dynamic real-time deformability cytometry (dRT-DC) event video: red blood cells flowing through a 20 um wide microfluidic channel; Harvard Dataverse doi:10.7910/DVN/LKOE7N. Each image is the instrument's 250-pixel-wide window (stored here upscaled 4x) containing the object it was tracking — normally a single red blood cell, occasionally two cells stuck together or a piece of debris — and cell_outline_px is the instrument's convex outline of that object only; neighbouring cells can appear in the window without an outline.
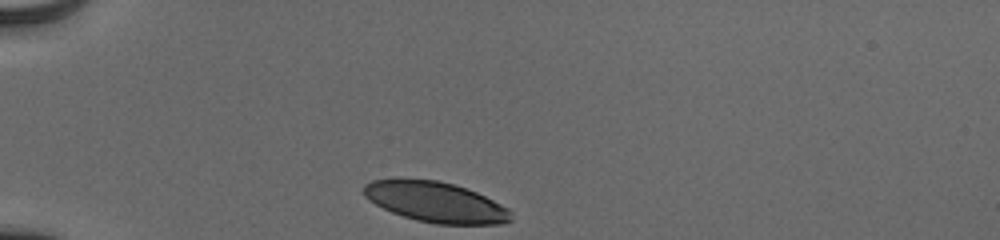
{"species": "human", "species_latin": "Homo sapiens", "temperature_condition": "cold", "stored_images_in_passage": 32, "camera_frame_rate_fps": 3000, "um_per_image_px": 0.085, "donor": {"sex": "male"}, "frame": {"image": 1, "passage_image": 1, "time_ms": 0.0, "image_size_px": [1000, 240], "cell_outline_px": [[512, 220], [500, 224], [436, 224], [416, 220], [392, 212], [368, 200], [364, 196], [364, 184], [372, 180], [436, 180], [452, 184], [476, 192], [508, 208], [512, 212]], "centroid_in_image_um": [37.05, 17.2], "position_along_channel_um": 48.0, "area_um2": 34.1}}
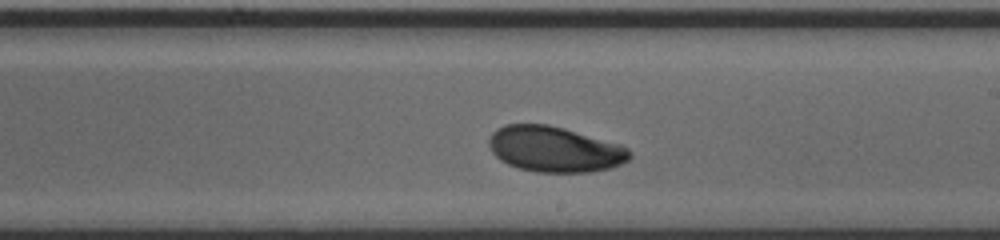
{"frame": {"image": 2, "passage_image": 19, "time_ms": 6.0, "image_size_px": [1000, 240], "cell_outline_px": [[632, 156], [628, 160], [620, 164], [608, 168], [592, 172], [536, 172], [520, 168], [508, 164], [500, 160], [492, 152], [488, 144], [488, 140], [492, 132], [496, 128], [504, 124], [548, 124], [564, 128], [620, 144], [628, 148], [632, 152]], "centroid_in_image_um": [47.13, 12.67], "position_along_channel_um": 241.9, "area_um2": 37.51}}
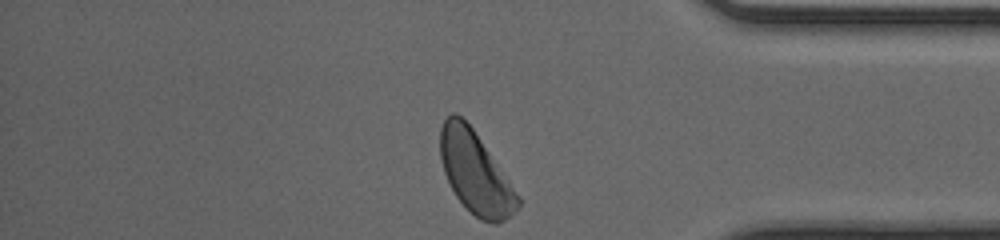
{"frame": {"image": 3, "passage_image": 32, "time_ms": 10.333, "image_size_px": [1000, 240], "cell_outline_px": [[520, 204], [516, 212], [504, 220], [496, 224], [480, 220], [456, 196], [444, 172], [440, 160], [440, 128], [444, 120], [452, 112], [456, 112], [472, 128], [520, 196]], "centroid_in_image_um": [40.4, 14.68], "position_along_channel_um": 394.8, "area_um2": 36.47}, "authors_computed_cell_mechanics": {"area_um2": 37.1943, "velocity_mm_per_s": 3.8551, "shape_relaxation_time_tau1_ms": 2.1575, "shape_relaxation_time_tau2_ms": null, "deformation_change_tau1": 0.1212, "deformation_change_tau2": null}}